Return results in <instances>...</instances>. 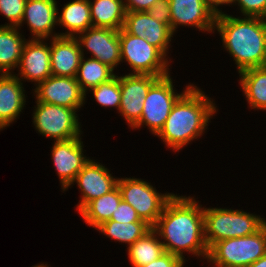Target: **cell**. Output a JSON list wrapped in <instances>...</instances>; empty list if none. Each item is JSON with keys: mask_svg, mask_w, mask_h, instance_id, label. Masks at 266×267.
Instances as JSON below:
<instances>
[{"mask_svg": "<svg viewBox=\"0 0 266 267\" xmlns=\"http://www.w3.org/2000/svg\"><path fill=\"white\" fill-rule=\"evenodd\" d=\"M93 27L123 28L126 10L124 0H88Z\"/></svg>", "mask_w": 266, "mask_h": 267, "instance_id": "cb8c5ba5", "label": "cell"}, {"mask_svg": "<svg viewBox=\"0 0 266 267\" xmlns=\"http://www.w3.org/2000/svg\"><path fill=\"white\" fill-rule=\"evenodd\" d=\"M185 264L178 256L165 252L156 260L142 267H184Z\"/></svg>", "mask_w": 266, "mask_h": 267, "instance_id": "836d02e7", "label": "cell"}, {"mask_svg": "<svg viewBox=\"0 0 266 267\" xmlns=\"http://www.w3.org/2000/svg\"><path fill=\"white\" fill-rule=\"evenodd\" d=\"M121 62L130 66V73L163 77L170 74V57H166L158 48L145 39L119 30ZM169 60V61H168Z\"/></svg>", "mask_w": 266, "mask_h": 267, "instance_id": "8992f818", "label": "cell"}, {"mask_svg": "<svg viewBox=\"0 0 266 267\" xmlns=\"http://www.w3.org/2000/svg\"><path fill=\"white\" fill-rule=\"evenodd\" d=\"M116 74L117 73H114L112 68L101 63L99 60L82 56L76 80L80 85L81 90L85 94H88V91L91 88L97 87L101 83L109 81Z\"/></svg>", "mask_w": 266, "mask_h": 267, "instance_id": "4316f807", "label": "cell"}, {"mask_svg": "<svg viewBox=\"0 0 266 267\" xmlns=\"http://www.w3.org/2000/svg\"><path fill=\"white\" fill-rule=\"evenodd\" d=\"M123 29L131 35L145 39L168 57L175 34L168 25L157 21L146 11L126 12Z\"/></svg>", "mask_w": 266, "mask_h": 267, "instance_id": "e0dca14e", "label": "cell"}, {"mask_svg": "<svg viewBox=\"0 0 266 267\" xmlns=\"http://www.w3.org/2000/svg\"><path fill=\"white\" fill-rule=\"evenodd\" d=\"M262 69H265L266 70V50H265V55H264V59H263V62L260 66Z\"/></svg>", "mask_w": 266, "mask_h": 267, "instance_id": "74e56055", "label": "cell"}, {"mask_svg": "<svg viewBox=\"0 0 266 267\" xmlns=\"http://www.w3.org/2000/svg\"><path fill=\"white\" fill-rule=\"evenodd\" d=\"M152 228L157 232L165 252L178 256L185 263V252L198 259H207L204 207L199 200L196 201L195 195L174 194Z\"/></svg>", "mask_w": 266, "mask_h": 267, "instance_id": "6da1fadb", "label": "cell"}, {"mask_svg": "<svg viewBox=\"0 0 266 267\" xmlns=\"http://www.w3.org/2000/svg\"><path fill=\"white\" fill-rule=\"evenodd\" d=\"M266 224L262 216L244 210L204 207L205 241L209 249L214 243L249 236Z\"/></svg>", "mask_w": 266, "mask_h": 267, "instance_id": "277c9868", "label": "cell"}, {"mask_svg": "<svg viewBox=\"0 0 266 267\" xmlns=\"http://www.w3.org/2000/svg\"><path fill=\"white\" fill-rule=\"evenodd\" d=\"M117 186L122 200L130 204L141 220L152 227L162 215L166 203L175 193H159L156 187L145 179L135 177L118 178Z\"/></svg>", "mask_w": 266, "mask_h": 267, "instance_id": "ba28073f", "label": "cell"}, {"mask_svg": "<svg viewBox=\"0 0 266 267\" xmlns=\"http://www.w3.org/2000/svg\"><path fill=\"white\" fill-rule=\"evenodd\" d=\"M57 11L58 26H62L65 32L59 36L76 37L92 26L90 4L88 0H73L63 5L61 11ZM67 29V30H66Z\"/></svg>", "mask_w": 266, "mask_h": 267, "instance_id": "44dd1931", "label": "cell"}, {"mask_svg": "<svg viewBox=\"0 0 266 267\" xmlns=\"http://www.w3.org/2000/svg\"><path fill=\"white\" fill-rule=\"evenodd\" d=\"M32 91L38 102L68 107L77 112L87 102L86 94L81 90L76 77L51 75Z\"/></svg>", "mask_w": 266, "mask_h": 267, "instance_id": "8fae6325", "label": "cell"}, {"mask_svg": "<svg viewBox=\"0 0 266 267\" xmlns=\"http://www.w3.org/2000/svg\"><path fill=\"white\" fill-rule=\"evenodd\" d=\"M248 267H266V254Z\"/></svg>", "mask_w": 266, "mask_h": 267, "instance_id": "8d00e7d4", "label": "cell"}, {"mask_svg": "<svg viewBox=\"0 0 266 267\" xmlns=\"http://www.w3.org/2000/svg\"><path fill=\"white\" fill-rule=\"evenodd\" d=\"M89 92L95 101L104 108H113L119 111L121 104L120 76L115 75L109 81L101 83L99 86L91 88Z\"/></svg>", "mask_w": 266, "mask_h": 267, "instance_id": "f1b7e54d", "label": "cell"}, {"mask_svg": "<svg viewBox=\"0 0 266 267\" xmlns=\"http://www.w3.org/2000/svg\"><path fill=\"white\" fill-rule=\"evenodd\" d=\"M50 40L51 74L53 76L76 77L82 58L76 37L57 36Z\"/></svg>", "mask_w": 266, "mask_h": 267, "instance_id": "ffe728a7", "label": "cell"}, {"mask_svg": "<svg viewBox=\"0 0 266 267\" xmlns=\"http://www.w3.org/2000/svg\"><path fill=\"white\" fill-rule=\"evenodd\" d=\"M170 74L160 77L149 89L144 99L143 111L140 120L132 127L140 129L147 126L149 132L156 136L167 120L177 100L194 84H186L185 89L177 93Z\"/></svg>", "mask_w": 266, "mask_h": 267, "instance_id": "52a82bcc", "label": "cell"}, {"mask_svg": "<svg viewBox=\"0 0 266 267\" xmlns=\"http://www.w3.org/2000/svg\"><path fill=\"white\" fill-rule=\"evenodd\" d=\"M51 148L53 165L64 193L90 158L84 155L86 150L83 149L82 136L65 141H54Z\"/></svg>", "mask_w": 266, "mask_h": 267, "instance_id": "4fadbf2b", "label": "cell"}, {"mask_svg": "<svg viewBox=\"0 0 266 267\" xmlns=\"http://www.w3.org/2000/svg\"><path fill=\"white\" fill-rule=\"evenodd\" d=\"M239 84L248 107L266 110V70L261 67L250 68L239 73Z\"/></svg>", "mask_w": 266, "mask_h": 267, "instance_id": "603a6c76", "label": "cell"}, {"mask_svg": "<svg viewBox=\"0 0 266 267\" xmlns=\"http://www.w3.org/2000/svg\"><path fill=\"white\" fill-rule=\"evenodd\" d=\"M76 38L80 44L82 56L89 53L90 58L99 60L113 70L121 64L119 30L91 27L79 33Z\"/></svg>", "mask_w": 266, "mask_h": 267, "instance_id": "30bf717a", "label": "cell"}, {"mask_svg": "<svg viewBox=\"0 0 266 267\" xmlns=\"http://www.w3.org/2000/svg\"><path fill=\"white\" fill-rule=\"evenodd\" d=\"M238 6L242 16L266 19V0H233L231 6Z\"/></svg>", "mask_w": 266, "mask_h": 267, "instance_id": "4dcf8cb0", "label": "cell"}, {"mask_svg": "<svg viewBox=\"0 0 266 267\" xmlns=\"http://www.w3.org/2000/svg\"><path fill=\"white\" fill-rule=\"evenodd\" d=\"M28 39L18 27L0 26V74H14Z\"/></svg>", "mask_w": 266, "mask_h": 267, "instance_id": "7402d4cb", "label": "cell"}, {"mask_svg": "<svg viewBox=\"0 0 266 267\" xmlns=\"http://www.w3.org/2000/svg\"><path fill=\"white\" fill-rule=\"evenodd\" d=\"M159 78L152 75H120L121 104L118 114L124 118L130 128L140 120L144 99L150 87Z\"/></svg>", "mask_w": 266, "mask_h": 267, "instance_id": "5bb4252c", "label": "cell"}, {"mask_svg": "<svg viewBox=\"0 0 266 267\" xmlns=\"http://www.w3.org/2000/svg\"><path fill=\"white\" fill-rule=\"evenodd\" d=\"M146 12L157 21H160L170 27L171 13L169 0L156 1Z\"/></svg>", "mask_w": 266, "mask_h": 267, "instance_id": "d6a6232c", "label": "cell"}, {"mask_svg": "<svg viewBox=\"0 0 266 267\" xmlns=\"http://www.w3.org/2000/svg\"><path fill=\"white\" fill-rule=\"evenodd\" d=\"M170 28L175 34L179 26L196 28L205 33H214L216 14L204 0H169Z\"/></svg>", "mask_w": 266, "mask_h": 267, "instance_id": "9a60e30c", "label": "cell"}, {"mask_svg": "<svg viewBox=\"0 0 266 267\" xmlns=\"http://www.w3.org/2000/svg\"><path fill=\"white\" fill-rule=\"evenodd\" d=\"M233 0H204V2L213 10V12L218 15L223 13L220 9L223 5H231Z\"/></svg>", "mask_w": 266, "mask_h": 267, "instance_id": "d590c367", "label": "cell"}, {"mask_svg": "<svg viewBox=\"0 0 266 267\" xmlns=\"http://www.w3.org/2000/svg\"><path fill=\"white\" fill-rule=\"evenodd\" d=\"M218 111L214 99L192 85L174 104L164 126L156 135L173 152L201 138Z\"/></svg>", "mask_w": 266, "mask_h": 267, "instance_id": "7a4b0ae2", "label": "cell"}, {"mask_svg": "<svg viewBox=\"0 0 266 267\" xmlns=\"http://www.w3.org/2000/svg\"><path fill=\"white\" fill-rule=\"evenodd\" d=\"M214 32L221 36L222 47L235 61L238 74L261 66L266 50L265 18L223 12L216 16Z\"/></svg>", "mask_w": 266, "mask_h": 267, "instance_id": "3957f363", "label": "cell"}, {"mask_svg": "<svg viewBox=\"0 0 266 267\" xmlns=\"http://www.w3.org/2000/svg\"><path fill=\"white\" fill-rule=\"evenodd\" d=\"M151 229L152 226L147 222L119 223L109 220L102 223L95 230H98L101 235L103 234L107 238L114 240V242L127 244L126 247L128 248Z\"/></svg>", "mask_w": 266, "mask_h": 267, "instance_id": "83f0119b", "label": "cell"}, {"mask_svg": "<svg viewBox=\"0 0 266 267\" xmlns=\"http://www.w3.org/2000/svg\"><path fill=\"white\" fill-rule=\"evenodd\" d=\"M27 0H0V14L8 19V23L0 26L18 27L24 15Z\"/></svg>", "mask_w": 266, "mask_h": 267, "instance_id": "f546056e", "label": "cell"}, {"mask_svg": "<svg viewBox=\"0 0 266 267\" xmlns=\"http://www.w3.org/2000/svg\"><path fill=\"white\" fill-rule=\"evenodd\" d=\"M32 267H49V265L47 263L44 264V262L43 263L41 262L40 264L34 265Z\"/></svg>", "mask_w": 266, "mask_h": 267, "instance_id": "f35d334b", "label": "cell"}, {"mask_svg": "<svg viewBox=\"0 0 266 267\" xmlns=\"http://www.w3.org/2000/svg\"><path fill=\"white\" fill-rule=\"evenodd\" d=\"M122 197L118 186L109 193L90 201L80 212L85 224L96 229L109 221L121 202Z\"/></svg>", "mask_w": 266, "mask_h": 267, "instance_id": "d4e9b609", "label": "cell"}, {"mask_svg": "<svg viewBox=\"0 0 266 267\" xmlns=\"http://www.w3.org/2000/svg\"><path fill=\"white\" fill-rule=\"evenodd\" d=\"M266 254V224L252 235L225 239L208 249L213 267H248Z\"/></svg>", "mask_w": 266, "mask_h": 267, "instance_id": "5b68a950", "label": "cell"}, {"mask_svg": "<svg viewBox=\"0 0 266 267\" xmlns=\"http://www.w3.org/2000/svg\"><path fill=\"white\" fill-rule=\"evenodd\" d=\"M56 0H27L24 15L18 28L27 23L31 39H51L59 36L54 30L58 26ZM23 24V25H22Z\"/></svg>", "mask_w": 266, "mask_h": 267, "instance_id": "ac0fdd59", "label": "cell"}, {"mask_svg": "<svg viewBox=\"0 0 266 267\" xmlns=\"http://www.w3.org/2000/svg\"><path fill=\"white\" fill-rule=\"evenodd\" d=\"M15 74H0V131L13 124L26 107V90Z\"/></svg>", "mask_w": 266, "mask_h": 267, "instance_id": "d6986e66", "label": "cell"}, {"mask_svg": "<svg viewBox=\"0 0 266 267\" xmlns=\"http://www.w3.org/2000/svg\"><path fill=\"white\" fill-rule=\"evenodd\" d=\"M159 0H124L126 12H141L150 9Z\"/></svg>", "mask_w": 266, "mask_h": 267, "instance_id": "e575fe53", "label": "cell"}, {"mask_svg": "<svg viewBox=\"0 0 266 267\" xmlns=\"http://www.w3.org/2000/svg\"><path fill=\"white\" fill-rule=\"evenodd\" d=\"M112 221L119 223H129V222H146L141 220L137 215L136 210L127 202L121 200L118 207L111 217Z\"/></svg>", "mask_w": 266, "mask_h": 267, "instance_id": "1f68e13d", "label": "cell"}, {"mask_svg": "<svg viewBox=\"0 0 266 267\" xmlns=\"http://www.w3.org/2000/svg\"><path fill=\"white\" fill-rule=\"evenodd\" d=\"M48 39H28L21 54L18 73L21 81L31 82L36 86L51 74L50 41Z\"/></svg>", "mask_w": 266, "mask_h": 267, "instance_id": "2e32d148", "label": "cell"}, {"mask_svg": "<svg viewBox=\"0 0 266 267\" xmlns=\"http://www.w3.org/2000/svg\"><path fill=\"white\" fill-rule=\"evenodd\" d=\"M32 124L37 133L53 141L81 137L82 125L75 109L35 101Z\"/></svg>", "mask_w": 266, "mask_h": 267, "instance_id": "9c48e42d", "label": "cell"}, {"mask_svg": "<svg viewBox=\"0 0 266 267\" xmlns=\"http://www.w3.org/2000/svg\"><path fill=\"white\" fill-rule=\"evenodd\" d=\"M110 172L104 164L94 159H89L79 171L72 184L65 190L68 191L74 183L80 189L81 198L76 206L77 213L90 201L109 193L117 186L118 178Z\"/></svg>", "mask_w": 266, "mask_h": 267, "instance_id": "7c38bea8", "label": "cell"}, {"mask_svg": "<svg viewBox=\"0 0 266 267\" xmlns=\"http://www.w3.org/2000/svg\"><path fill=\"white\" fill-rule=\"evenodd\" d=\"M126 252L132 267H142L159 258L165 253V249L157 232L152 228L130 245Z\"/></svg>", "mask_w": 266, "mask_h": 267, "instance_id": "484cf974", "label": "cell"}]
</instances>
